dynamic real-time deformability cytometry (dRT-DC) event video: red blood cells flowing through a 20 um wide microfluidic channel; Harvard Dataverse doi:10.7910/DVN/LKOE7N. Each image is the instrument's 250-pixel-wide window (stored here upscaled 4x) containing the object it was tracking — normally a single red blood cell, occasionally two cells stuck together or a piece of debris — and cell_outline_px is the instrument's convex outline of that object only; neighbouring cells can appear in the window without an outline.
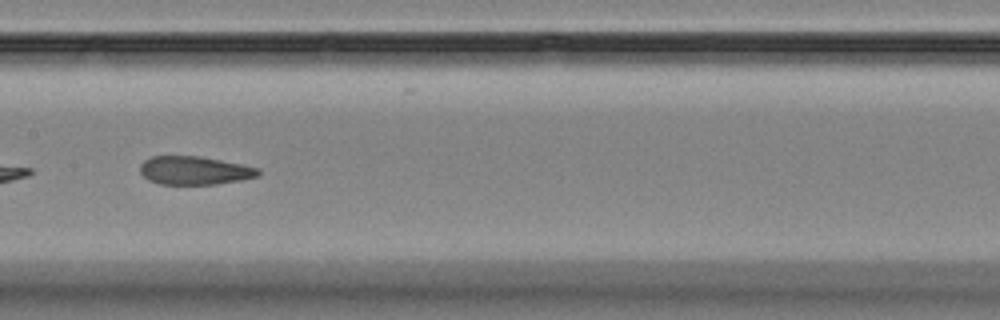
{"species": "Egyptian fruit bat (a non-hibernating species)", "species_latin": "Rousettus aegyptiacus", "temperature_condition": "room temperature", "stored_images_in_passage": 17, "camera_frame_rate_fps": 3000, "um_per_image_px": 0.085, "animal": {"sex": "female"}, "frame": {"image": 1, "passage_image": 8, "time_ms": 8.667, "image_size_px": [1000, 320], "cell_outline_px": [[260, 176], [244, 180], [216, 184], [160, 184], [148, 180], [140, 172], [140, 164], [144, 160], [152, 156], [200, 156], [244, 164], [260, 168]], "centroid_in_image_um": [16.58, 14.49], "position_along_channel_um": 190.8, "area_um2": 19.83}}
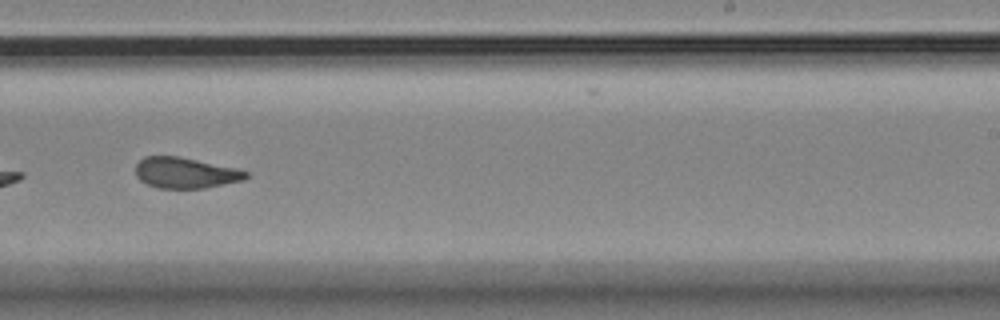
{"frame": {"image": 2, "passage_image": 10, "time_ms": 11.0, "image_size_px": [1000, 320], "cell_outline_px": [[248, 176], [244, 180], [204, 188], [156, 188], [140, 180], [136, 176], [136, 164], [144, 156], [180, 156], [236, 168], [248, 172]], "centroid_in_image_um": [15.75, 14.69], "position_along_channel_um": 273.3, "area_um2": 19.83}}
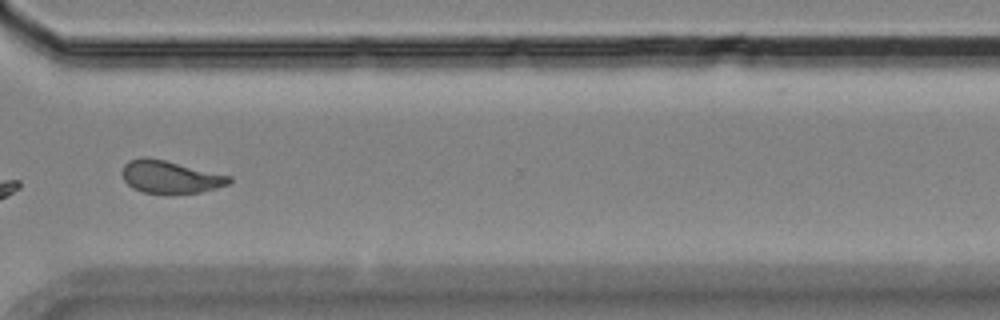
{"frame": {"image": 3, "passage_image": 12, "time_ms": 13.333, "image_size_px": [1000, 320], "cell_outline_px": [[232, 180], [228, 184], [216, 188], [200, 192], [172, 196], [164, 196], [144, 192], [132, 188], [124, 180], [120, 172], [124, 164], [128, 160], [140, 156], [148, 156], [232, 176]], "centroid_in_image_um": [14.42, 15.06], "position_along_channel_um": 356.2, "area_um2": 21.15}, "authors_computed_cell_mechanics": {"area_um2": 20.8658, "velocity_mm_per_s": 3.5539, "shape_relaxation_time_tau1_ms": null, "shape_relaxation_time_tau2_ms": 2.2649, "deformation_change_tau1": null, "deformation_change_tau2": 0.0548}}